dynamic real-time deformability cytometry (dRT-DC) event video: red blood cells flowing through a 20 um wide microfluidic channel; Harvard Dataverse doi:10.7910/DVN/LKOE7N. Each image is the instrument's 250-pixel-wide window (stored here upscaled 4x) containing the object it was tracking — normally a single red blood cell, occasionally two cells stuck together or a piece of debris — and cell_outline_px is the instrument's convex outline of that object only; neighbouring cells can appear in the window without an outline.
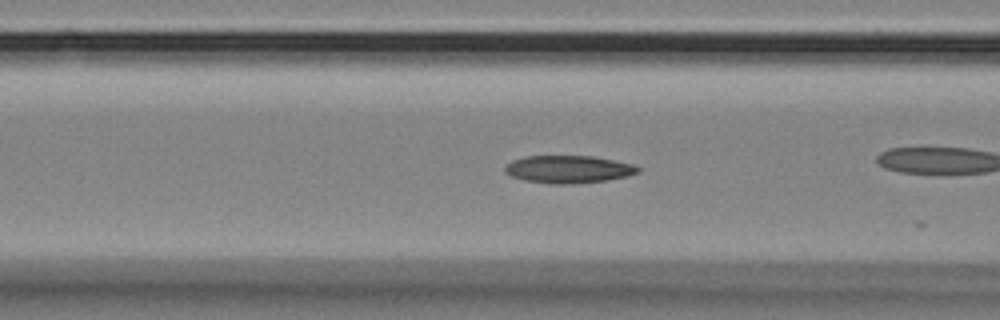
{"species": "Egyptian fruit bat (a non-hibernating species)", "species_latin": "Rousettus aegyptiacus", "temperature_condition": "room temperature", "stored_images_in_passage": 51, "camera_frame_rate_fps": 3000, "um_per_image_px": 0.085, "animal": {"sex": "female"}, "frame": {"image": 1, "passage_image": 22, "time_ms": 7.0, "image_size_px": [1000, 320], "cell_outline_px": [[640, 172], [628, 176], [608, 180], [572, 184], [548, 184], [524, 180], [512, 176], [504, 172], [504, 168], [512, 160], [524, 156], [592, 156], [632, 164], [640, 168]], "centroid_in_image_um": [48.31, 14.39], "position_along_channel_um": 118.3, "area_um2": 21.44}, "authors_computed_cell_mechanics": {"area_um2": 21.3282, "velocity_mm_per_s": 3.524, "shape_relaxation_time_tau1_ms": null, "shape_relaxation_time_tau2_ms": 3.7723, "deformation_change_tau1": null, "deformation_change_tau2": 0.115}}